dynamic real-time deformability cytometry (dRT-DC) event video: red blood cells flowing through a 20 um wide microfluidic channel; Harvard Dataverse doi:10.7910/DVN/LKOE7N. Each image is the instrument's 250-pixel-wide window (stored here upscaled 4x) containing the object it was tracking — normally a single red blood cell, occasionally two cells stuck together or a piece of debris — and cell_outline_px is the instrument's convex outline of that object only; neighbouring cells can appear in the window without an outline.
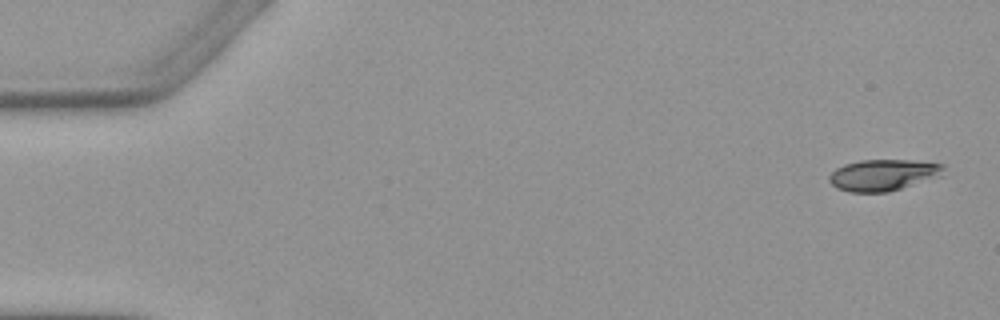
{"species": "Egyptian fruit bat (a non-hibernating species)", "species_latin": "Rousettus aegyptiacus", "temperature_condition": "warm", "stored_images_in_passage": 4, "camera_frame_rate_fps": 3000, "um_per_image_px": 0.085, "animal": {"sex": "female"}, "frame": {"image": 1, "passage_image": 1, "time_ms": 0.0, "image_size_px": [1000, 320], "cell_outline_px": [[944, 176], [888, 192], [848, 192], [836, 188], [828, 180], [828, 176], [836, 168], [844, 164], [860, 160], [912, 160], [944, 164]], "centroid_in_image_um": [75.1, 14.88], "position_along_channel_um": 9.9, "area_um2": 21.21}}
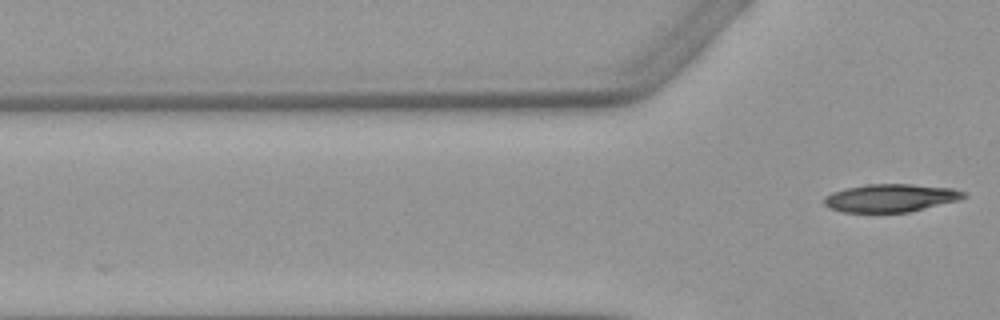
{"frame": {"image": 2, "passage_image": 4, "time_ms": 4.333, "image_size_px": [1000, 320], "cell_outline_px": [[968, 196], [960, 200], [908, 212], [844, 212], [828, 208], [824, 204], [824, 196], [832, 192], [848, 188], [868, 184], [912, 184], [952, 188], [964, 192]], "centroid_in_image_um": [75.71, 16.83], "position_along_channel_um": 50.1, "area_um2": 22.72}}